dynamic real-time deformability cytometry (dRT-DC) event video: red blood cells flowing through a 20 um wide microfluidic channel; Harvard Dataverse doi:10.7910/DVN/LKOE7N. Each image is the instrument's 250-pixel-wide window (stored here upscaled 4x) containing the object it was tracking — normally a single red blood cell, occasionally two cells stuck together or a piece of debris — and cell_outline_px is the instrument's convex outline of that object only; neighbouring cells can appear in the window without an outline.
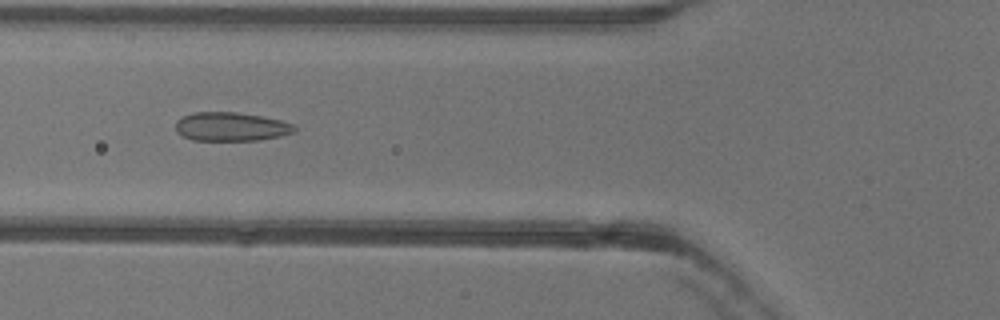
{"species": "common noctule bat (a hibernating species)", "species_latin": "Nyctalus noctula", "temperature_condition": "warm", "stored_images_in_passage": 33, "camera_frame_rate_fps": 3000, "um_per_image_px": 0.085, "animal": {"sex": "female"}, "frame": {"image": 1, "passage_image": 6, "time_ms": 1.667, "image_size_px": [1000, 320], "cell_outline_px": [[296, 132], [280, 136], [260, 140], [192, 140], [176, 132], [176, 120], [184, 116], [196, 112], [236, 112], [260, 116], [280, 120], [292, 124], [296, 128]], "centroid_in_image_um": [19.64, 10.77], "position_along_channel_um": 106.2, "area_um2": 19.83}}
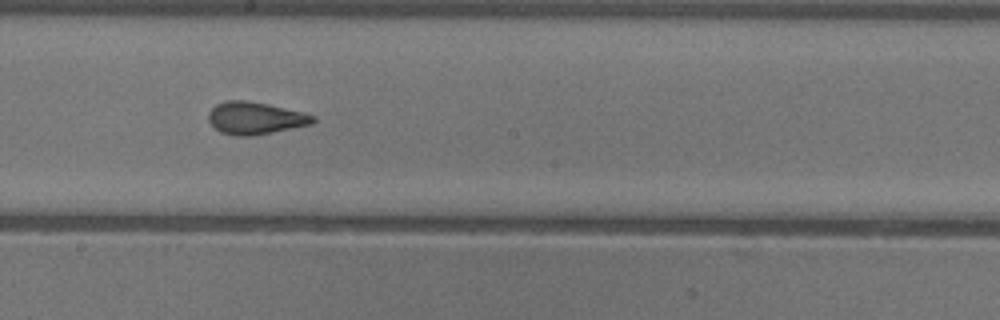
{"frame": {"image": 2, "passage_image": 15, "time_ms": 4.667, "image_size_px": [1000, 320], "cell_outline_px": [[316, 120], [312, 124], [252, 136], [236, 136], [220, 132], [208, 120], [208, 112], [216, 104], [228, 100], [248, 100], [268, 104], [304, 112], [316, 116]], "centroid_in_image_um": [21.7, 10.03], "position_along_channel_um": 226.5, "area_um2": 19.77}}
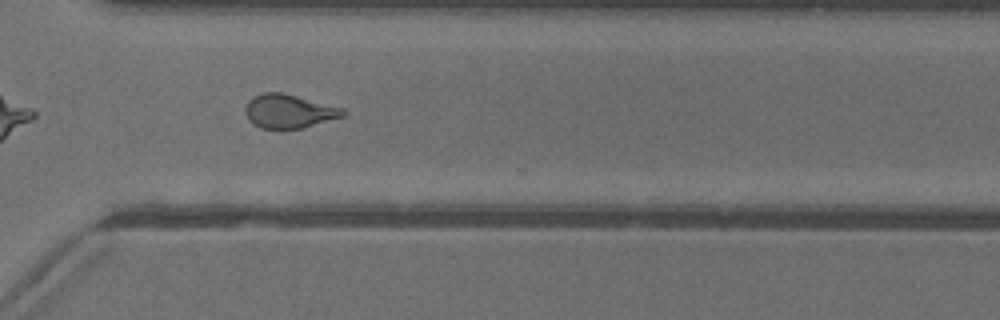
{"frame": {"image": 3, "passage_image": 24, "time_ms": 7.667, "image_size_px": [1000, 320], "cell_outline_px": [[348, 116], [300, 128], [280, 132], [260, 128], [252, 124], [248, 120], [244, 112], [244, 108], [248, 100], [264, 92], [280, 92], [344, 108], [348, 112]], "centroid_in_image_um": [24.56, 9.5], "position_along_channel_um": 346.0, "area_um2": 19.88}, "authors_computed_cell_mechanics": {"area_um2": 19.652, "velocity_mm_per_s": 3.9966, "shape_relaxation_time_tau1_ms": 9.5376, "shape_relaxation_time_tau2_ms": 1.1504, "deformation_change_tau1": 0.2073, "deformation_change_tau2": 0.0754}}